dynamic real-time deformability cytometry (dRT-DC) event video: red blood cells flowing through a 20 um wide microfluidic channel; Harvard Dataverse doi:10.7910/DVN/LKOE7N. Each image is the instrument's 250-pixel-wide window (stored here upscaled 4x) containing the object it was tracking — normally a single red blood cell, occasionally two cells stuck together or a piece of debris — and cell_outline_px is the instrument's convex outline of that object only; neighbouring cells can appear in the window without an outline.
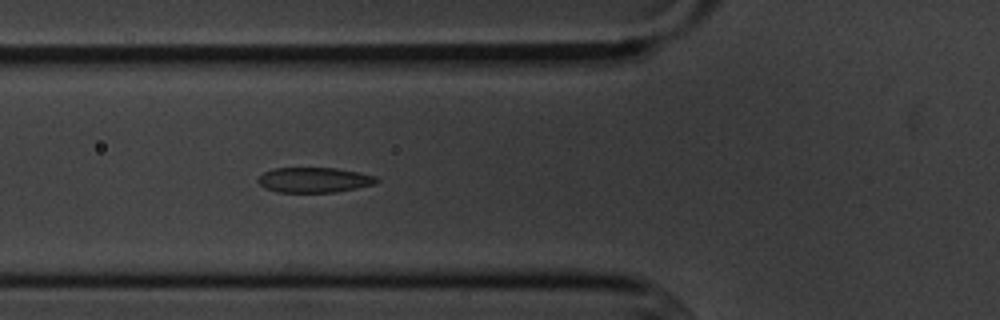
{"species": "common noctule bat (a hibernating species)", "species_latin": "Nyctalus noctula", "temperature_condition": "cold", "stored_images_in_passage": 6, "camera_frame_rate_fps": 3000, "um_per_image_px": 0.085, "animal": {"sex": "male", "body_mass_g": 20.1, "forearm_length_mm": 53.5}, "frame": {"image": 1, "passage_image": 6, "time_ms": 6.333, "image_size_px": [1000, 320], "cell_outline_px": [[380, 180], [376, 184], [336, 192], [276, 192], [264, 188], [256, 180], [264, 172], [272, 168], [336, 168], [376, 176]], "centroid_in_image_um": [26.69, 15.3], "position_along_channel_um": 99.1, "area_um2": 17.4}}